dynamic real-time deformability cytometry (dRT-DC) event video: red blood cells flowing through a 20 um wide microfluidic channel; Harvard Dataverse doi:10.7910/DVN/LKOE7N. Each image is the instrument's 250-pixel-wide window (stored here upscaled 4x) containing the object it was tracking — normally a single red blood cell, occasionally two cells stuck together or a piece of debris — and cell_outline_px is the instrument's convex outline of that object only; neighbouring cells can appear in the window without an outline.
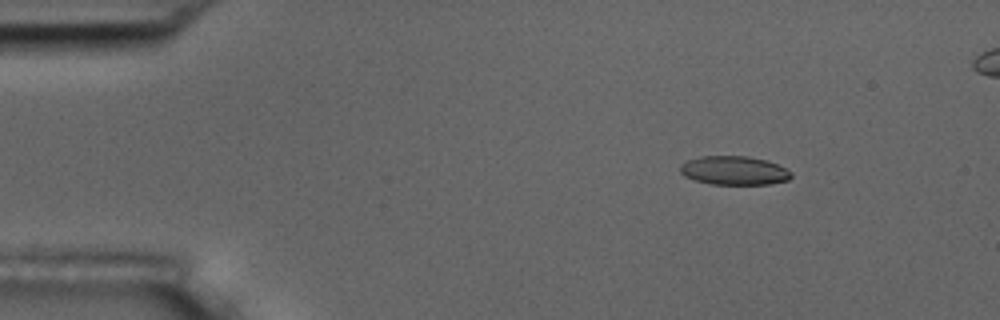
{"species": "common noctule bat (a hibernating species)", "species_latin": "Nyctalus noctula", "temperature_condition": "room temperature", "stored_images_in_passage": 54, "camera_frame_rate_fps": 3000, "um_per_image_px": 0.085, "animal": {"sex": "male", "body_mass_g": 17.5, "forearm_length_mm": 52.3}, "frame": {"image": 1, "passage_image": 8, "time_ms": 2.333, "image_size_px": [1000, 320], "cell_outline_px": [[792, 176], [788, 180], [768, 184], [712, 184], [696, 180], [684, 176], [680, 172], [680, 164], [688, 160], [700, 156], [748, 156], [764, 160], [776, 164], [792, 172]], "centroid_in_image_um": [62.38, 14.49], "position_along_channel_um": 22.6, "area_um2": 18.5}}
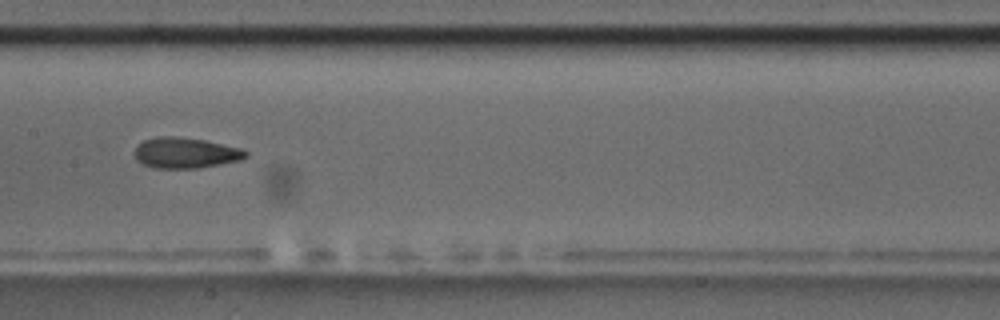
{"frame": {"image": 2, "passage_image": 28, "time_ms": 9.0, "image_size_px": [1000, 320], "cell_outline_px": [[248, 156], [240, 160], [196, 168], [156, 168], [144, 164], [136, 160], [132, 152], [136, 144], [144, 140], [156, 136], [172, 136], [204, 140], [240, 148], [248, 152]], "centroid_in_image_um": [15.7, 12.98], "position_along_channel_um": 191.7, "area_um2": 19.88}}
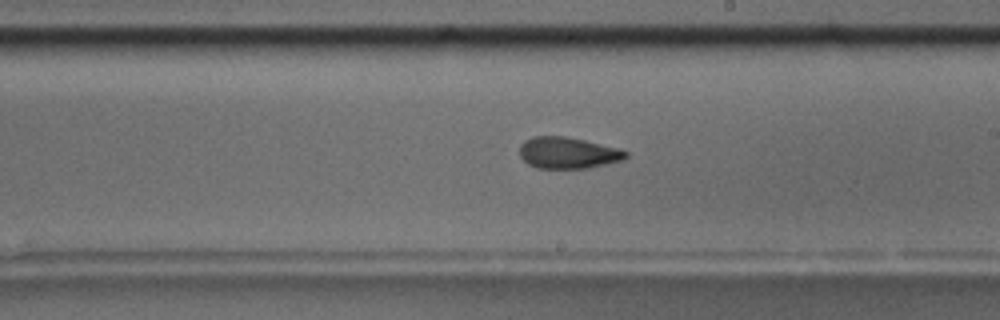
{"frame": {"image": 3, "passage_image": 32, "time_ms": 10.333, "image_size_px": [1000, 320], "cell_outline_px": [[628, 156], [624, 160], [588, 168], [536, 168], [528, 164], [520, 156], [520, 144], [524, 140], [532, 136], [564, 136], [584, 140], [616, 148], [628, 152]], "centroid_in_image_um": [48.25, 12.99], "position_along_channel_um": 240.8, "area_um2": 19.42}, "authors_computed_cell_mechanics": {"area_um2": 19.5364, "velocity_mm_per_s": 3.6966, "shape_relaxation_time_tau1_ms": null, "shape_relaxation_time_tau2_ms": 2.2679, "deformation_change_tau1": null, "deformation_change_tau2": 0.0844}}